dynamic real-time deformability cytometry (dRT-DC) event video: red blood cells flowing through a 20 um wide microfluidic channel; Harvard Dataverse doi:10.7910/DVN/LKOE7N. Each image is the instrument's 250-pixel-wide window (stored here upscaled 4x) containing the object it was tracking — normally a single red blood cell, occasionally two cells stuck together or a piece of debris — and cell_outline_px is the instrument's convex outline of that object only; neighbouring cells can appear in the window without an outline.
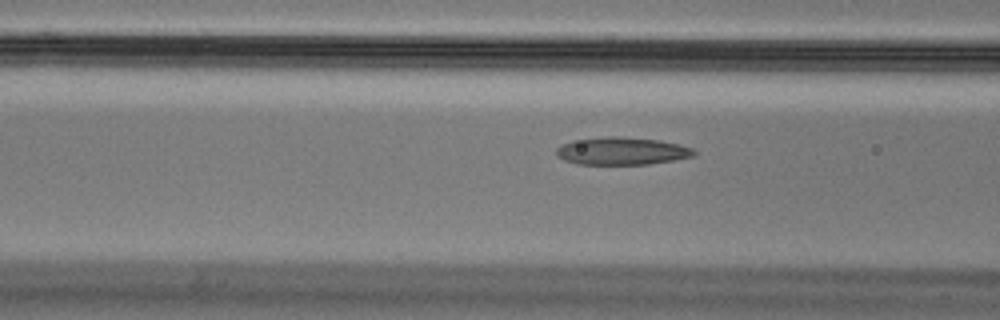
{"species": "Egyptian fruit bat (a non-hibernating species)", "species_latin": "Rousettus aegyptiacus", "temperature_condition": "cold", "stored_images_in_passage": 18, "camera_frame_rate_fps": 3000, "um_per_image_px": 0.085, "animal": {"sex": "male"}, "frame": {"image": 1, "passage_image": 16, "time_ms": 5.0, "image_size_px": [1000, 320], "cell_outline_px": [[696, 156], [648, 164], [576, 164], [564, 160], [556, 156], [556, 148], [560, 144], [572, 140], [604, 136], [620, 136], [660, 140], [680, 144], [692, 148], [696, 152]], "centroid_in_image_um": [52.83, 12.82], "position_along_channel_um": 113.8, "area_um2": 22.43}}